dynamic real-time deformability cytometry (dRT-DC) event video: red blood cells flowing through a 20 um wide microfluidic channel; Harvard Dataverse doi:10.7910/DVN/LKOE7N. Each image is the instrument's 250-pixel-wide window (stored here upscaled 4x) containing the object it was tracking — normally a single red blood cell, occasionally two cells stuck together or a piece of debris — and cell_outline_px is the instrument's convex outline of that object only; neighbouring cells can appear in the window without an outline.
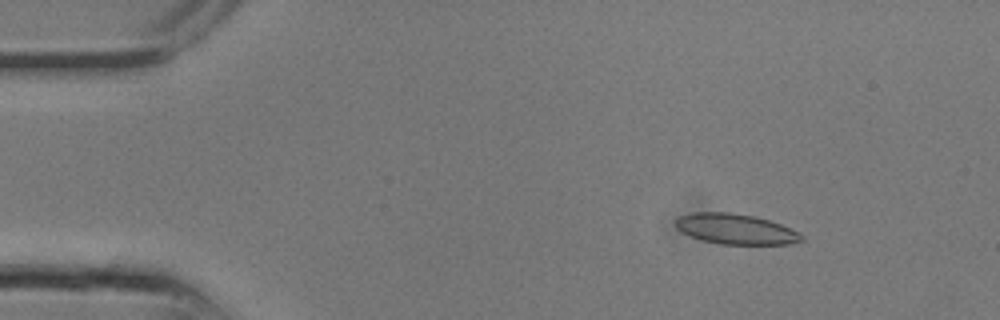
{"species": "common noctule bat (a hibernating species)", "species_latin": "Nyctalus noctula", "temperature_condition": "room temperature", "stored_images_in_passage": 13, "camera_frame_rate_fps": 3000, "um_per_image_px": 0.085, "animal": {"sex": "male", "body_mass_g": 13.3}, "frame": {"image": 1, "passage_image": 4, "time_ms": 1.0, "image_size_px": [1000, 320], "cell_outline_px": [[804, 240], [788, 244], [720, 244], [704, 240], [692, 236], [676, 228], [676, 220], [680, 216], [692, 212], [728, 212], [756, 216], [780, 224], [804, 236]], "centroid_in_image_um": [62.53, 19.46], "position_along_channel_um": 22.5, "area_um2": 21.96}}
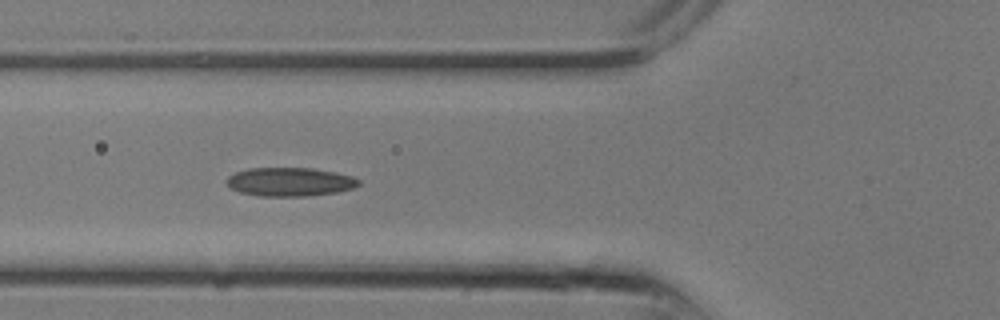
{"frame": {"image": 2, "passage_image": 10, "time_ms": 3.0, "image_size_px": [1000, 320], "cell_outline_px": [[360, 184], [352, 188], [336, 192], [308, 196], [260, 196], [240, 192], [228, 188], [228, 176], [236, 172], [248, 168], [312, 168], [336, 172], [352, 176], [360, 180]], "centroid_in_image_um": [24.64, 15.45], "position_along_channel_um": 101.2, "area_um2": 22.08}}
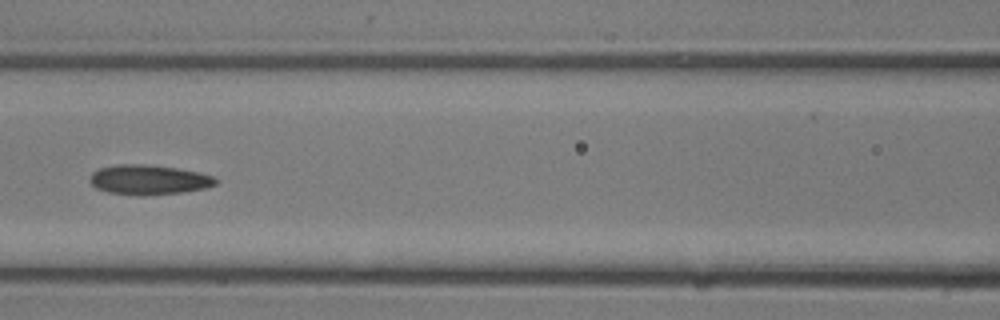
{"frame": {"image": 3, "passage_image": 12, "time_ms": 3.667, "image_size_px": [1000, 320], "cell_outline_px": [[220, 180], [216, 184], [204, 188], [180, 192], [144, 196], [136, 196], [108, 192], [96, 188], [88, 180], [92, 172], [100, 168], [116, 164], [148, 164], [176, 168], [200, 172], [212, 176]], "centroid_in_image_um": [12.62, 15.28], "position_along_channel_um": 154.0, "area_um2": 22.02}}